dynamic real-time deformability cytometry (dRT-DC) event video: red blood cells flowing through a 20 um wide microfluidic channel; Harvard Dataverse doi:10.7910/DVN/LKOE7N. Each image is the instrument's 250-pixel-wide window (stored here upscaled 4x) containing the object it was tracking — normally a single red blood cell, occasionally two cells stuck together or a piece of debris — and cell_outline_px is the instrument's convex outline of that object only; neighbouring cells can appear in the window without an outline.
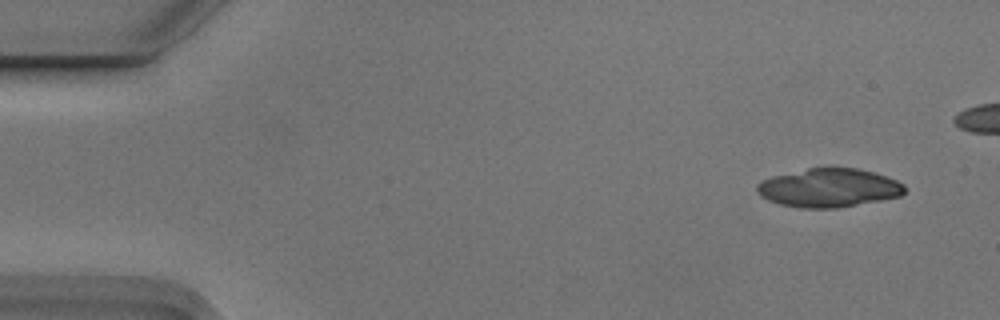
{"species": "Egyptian fruit bat (a non-hibernating species)", "species_latin": "Rousettus aegyptiacus", "temperature_condition": "cold", "stored_images_in_passage": 5, "camera_frame_rate_fps": 3000, "um_per_image_px": 0.085, "animal": {"sex": "male"}, "frame": {"image": 1, "passage_image": 1, "time_ms": 0.0, "image_size_px": [1000, 320], "cell_outline_px": [[904, 192], [900, 196], [880, 200], [836, 208], [800, 208], [780, 204], [768, 200], [760, 196], [756, 192], [756, 184], [760, 180], [772, 176], [808, 168], [828, 164], [856, 168], [872, 172], [896, 180], [904, 184]], "centroid_in_image_um": [70.39, 15.93], "position_along_channel_um": 14.6, "area_um2": 33.81}}